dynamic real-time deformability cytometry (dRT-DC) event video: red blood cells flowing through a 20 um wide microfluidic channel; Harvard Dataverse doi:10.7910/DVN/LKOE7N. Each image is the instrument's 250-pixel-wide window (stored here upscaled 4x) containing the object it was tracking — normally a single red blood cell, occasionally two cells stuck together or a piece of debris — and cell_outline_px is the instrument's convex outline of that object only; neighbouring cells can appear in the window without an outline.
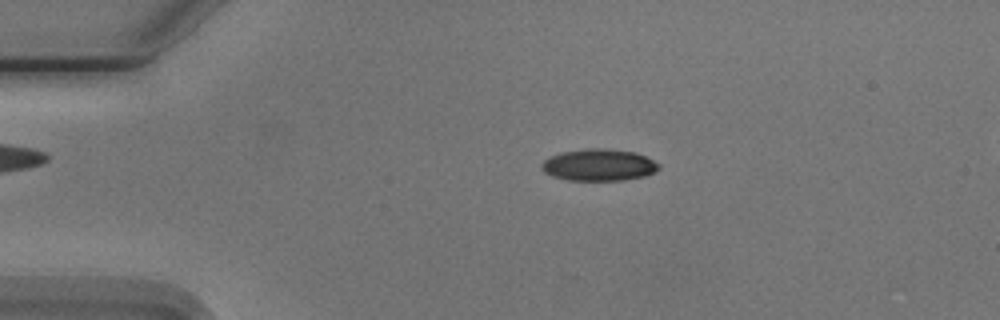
{"species": "Egyptian fruit bat (a non-hibernating species)", "species_latin": "Rousettus aegyptiacus", "temperature_condition": "cold", "stored_images_in_passage": 4, "camera_frame_rate_fps": 3000, "um_per_image_px": 0.085, "animal": {"sex": "male"}, "frame": {"image": 1, "passage_image": 2, "time_ms": 2.0, "image_size_px": [1000, 320], "cell_outline_px": [[660, 168], [656, 172], [644, 176], [624, 180], [568, 180], [552, 176], [544, 172], [540, 168], [540, 164], [544, 160], [560, 152], [584, 148], [604, 148], [636, 152], [660, 164]], "centroid_in_image_um": [50.89, 14.01], "position_along_channel_um": 34.1, "area_um2": 21.91}}